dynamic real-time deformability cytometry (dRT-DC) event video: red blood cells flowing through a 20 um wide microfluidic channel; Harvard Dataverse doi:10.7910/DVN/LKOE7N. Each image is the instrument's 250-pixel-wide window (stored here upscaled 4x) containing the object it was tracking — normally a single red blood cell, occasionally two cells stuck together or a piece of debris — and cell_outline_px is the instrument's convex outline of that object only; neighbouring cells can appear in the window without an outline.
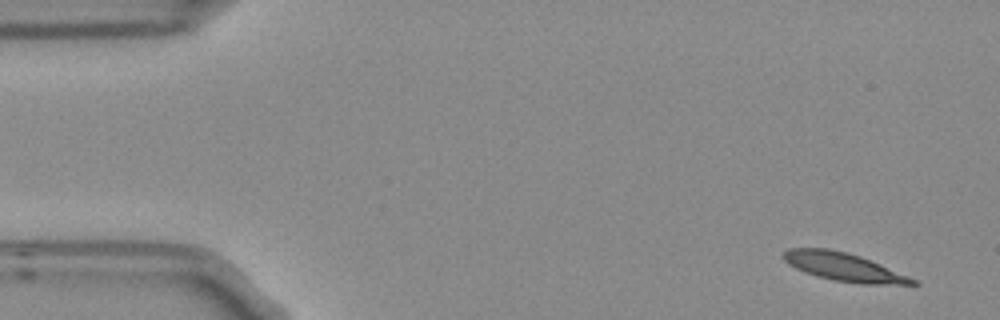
{"species": "Egyptian fruit bat (a non-hibernating species)", "species_latin": "Rousettus aegyptiacus", "temperature_condition": "room temperature", "stored_images_in_passage": 6, "camera_frame_rate_fps": 3000, "um_per_image_px": 0.085, "frame": {"image": 1, "passage_image": 1, "time_ms": 0.0, "image_size_px": [1000, 320], "cell_outline_px": [[920, 284], [864, 284], [832, 280], [816, 276], [804, 272], [788, 264], [784, 260], [784, 252], [788, 248], [828, 248], [860, 256], [908, 276], [916, 280]], "centroid_in_image_um": [71.68, 22.69], "position_along_channel_um": 13.3, "area_um2": 20.92}}
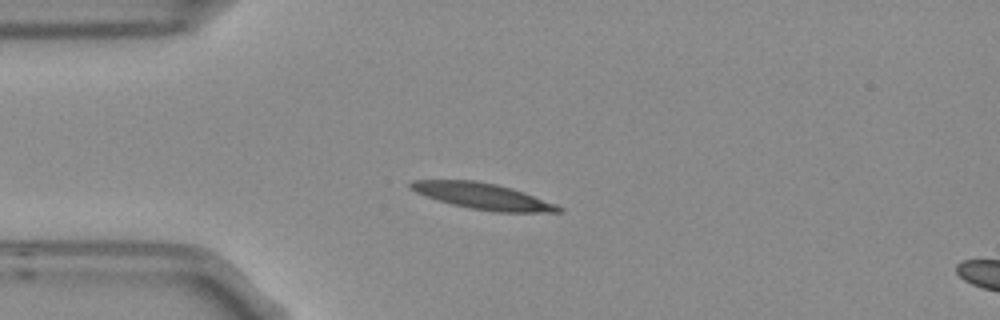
{"frame": {"image": 2, "passage_image": 4, "time_ms": 1.0, "image_size_px": [1000, 320], "cell_outline_px": [[564, 212], [496, 212], [468, 208], [452, 204], [416, 192], [408, 188], [408, 184], [412, 180], [476, 180], [496, 184], [512, 188], [524, 192], [556, 204], [564, 208]], "centroid_in_image_um": [41.06, 16.67], "position_along_channel_um": 43.9, "area_um2": 22.48}}